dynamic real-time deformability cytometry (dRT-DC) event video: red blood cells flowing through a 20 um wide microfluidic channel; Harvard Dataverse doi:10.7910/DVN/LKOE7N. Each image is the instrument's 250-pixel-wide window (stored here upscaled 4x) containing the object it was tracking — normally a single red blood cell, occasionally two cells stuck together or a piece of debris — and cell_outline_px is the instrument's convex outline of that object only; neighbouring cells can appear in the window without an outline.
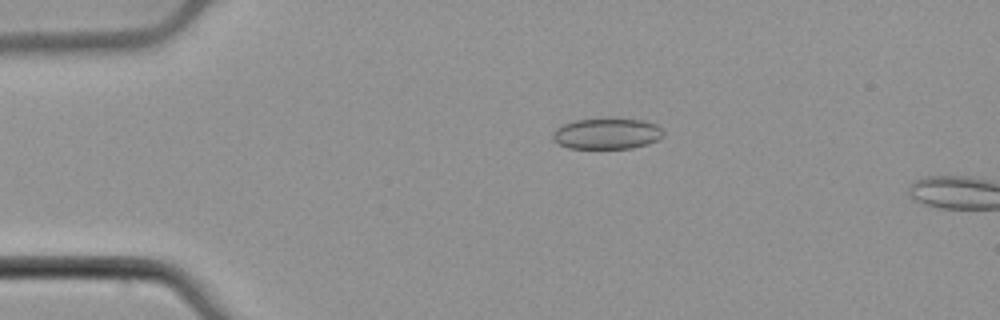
{"species": "common noctule bat (a hibernating species)", "species_latin": "Nyctalus noctula", "temperature_condition": "cold", "stored_images_in_passage": 8, "camera_frame_rate_fps": 3000, "um_per_image_px": 0.085, "animal": {"sex": "male", "body_mass_g": 21.5, "forearm_length_mm": 52.0}, "frame": {"image": 1, "passage_image": 5, "time_ms": 1.333, "image_size_px": [1000, 320], "cell_outline_px": [[664, 136], [648, 144], [632, 148], [568, 148], [560, 144], [552, 136], [556, 128], [564, 124], [576, 120], [644, 120], [656, 124], [664, 132]], "centroid_in_image_um": [51.62, 11.38], "position_along_channel_um": 33.4, "area_um2": 19.42}}